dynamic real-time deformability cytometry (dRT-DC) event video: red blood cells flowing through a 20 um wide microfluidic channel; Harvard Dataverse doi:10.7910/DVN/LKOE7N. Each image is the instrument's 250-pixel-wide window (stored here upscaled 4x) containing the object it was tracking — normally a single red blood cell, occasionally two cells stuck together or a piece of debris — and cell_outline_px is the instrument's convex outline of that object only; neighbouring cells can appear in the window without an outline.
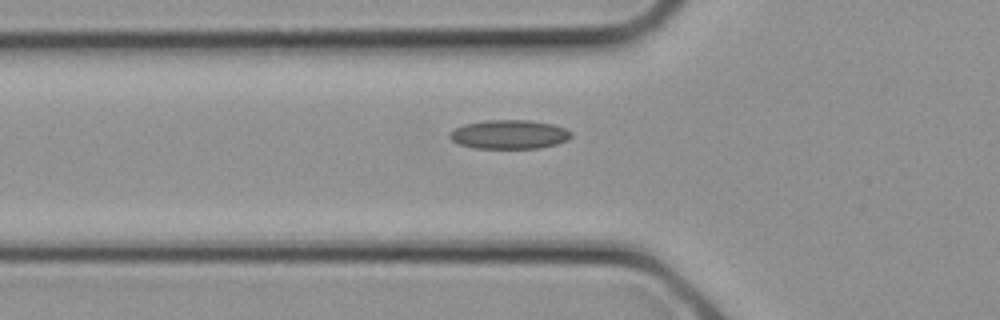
{"species": "common noctule bat (a hibernating species)", "species_latin": "Nyctalus noctula", "temperature_condition": "cold", "stored_images_in_passage": 18, "camera_frame_rate_fps": 3000, "um_per_image_px": 0.085, "animal": {"sex": "female", "body_mass_g": 21.9}, "frame": {"image": 1, "passage_image": 2, "time_ms": 0.333, "image_size_px": [1000, 320], "cell_outline_px": [[572, 136], [568, 140], [556, 144], [540, 148], [472, 148], [460, 144], [452, 140], [448, 136], [448, 132], [464, 124], [484, 120], [528, 120], [552, 124], [564, 128], [572, 132]], "centroid_in_image_um": [43.27, 11.42], "position_along_channel_um": 82.5, "area_um2": 20.58}}
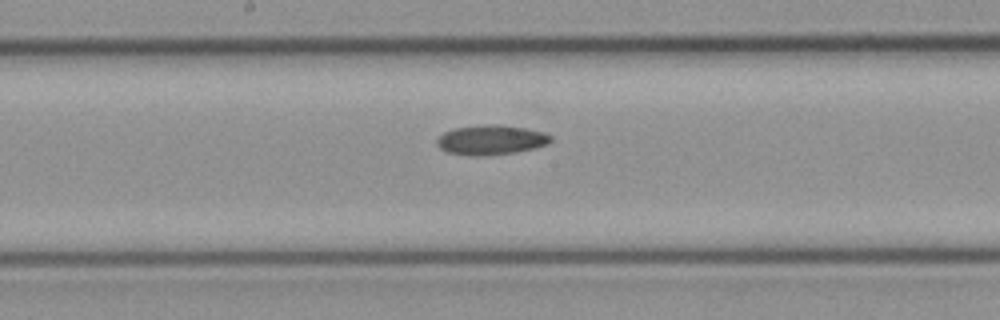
{"frame": {"image": 2, "passage_image": 7, "time_ms": 2.0, "image_size_px": [1000, 320], "cell_outline_px": [[552, 140], [548, 144], [516, 152], [488, 156], [468, 156], [448, 152], [440, 148], [436, 144], [436, 140], [444, 132], [456, 128], [492, 124], [500, 124], [524, 128], [544, 132], [552, 136]], "centroid_in_image_um": [41.74, 11.9], "position_along_channel_um": 206.5, "area_um2": 19.71}}
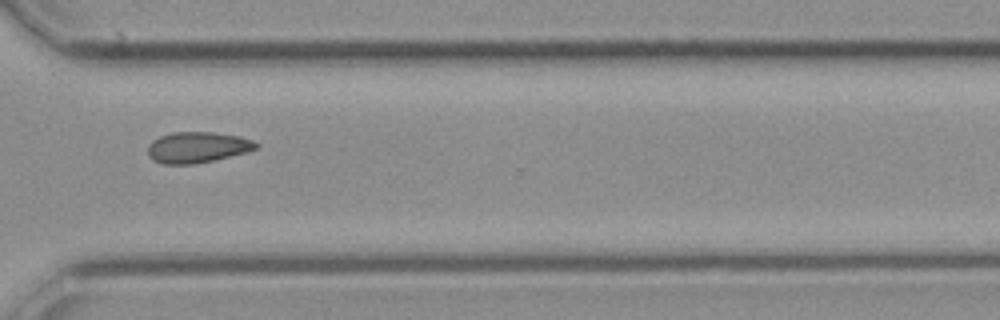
{"frame": {"image": 3, "passage_image": 13, "time_ms": 4.0, "image_size_px": [1000, 320], "cell_outline_px": [[260, 148], [248, 152], [196, 164], [164, 164], [152, 160], [148, 156], [148, 144], [152, 140], [160, 136], [172, 132], [212, 132], [240, 136], [252, 140], [260, 144]], "centroid_in_image_um": [16.79, 12.52], "position_along_channel_um": 353.8, "area_um2": 19.77}}